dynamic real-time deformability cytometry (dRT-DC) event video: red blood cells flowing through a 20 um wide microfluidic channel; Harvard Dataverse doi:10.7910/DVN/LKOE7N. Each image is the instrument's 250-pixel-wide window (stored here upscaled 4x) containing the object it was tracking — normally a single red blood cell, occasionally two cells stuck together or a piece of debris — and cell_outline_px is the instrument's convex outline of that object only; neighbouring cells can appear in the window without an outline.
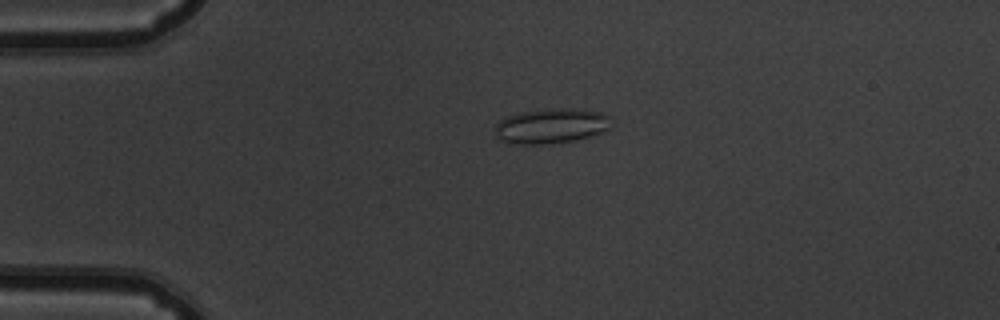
{"species": "common noctule bat (a hibernating species)", "species_latin": "Nyctalus noctula", "temperature_condition": "warm", "stored_images_in_passage": 54, "camera_frame_rate_fps": 3000, "um_per_image_px": 0.085, "animal": {"sex": "male", "body_mass_g": 19.5, "forearm_length_mm": 54.6}, "frame": {"image": 1, "passage_image": 13, "time_ms": 4.0, "image_size_px": [1000, 320], "cell_outline_px": [[612, 116], [608, 128], [600, 132], [576, 140], [544, 144], [516, 144], [500, 140], [496, 136], [496, 124], [500, 120], [508, 116], [524, 112], [560, 108], [564, 108], [600, 112]], "centroid_in_image_um": [46.84, 10.71], "position_along_channel_um": 38.2, "area_um2": 23.24}}
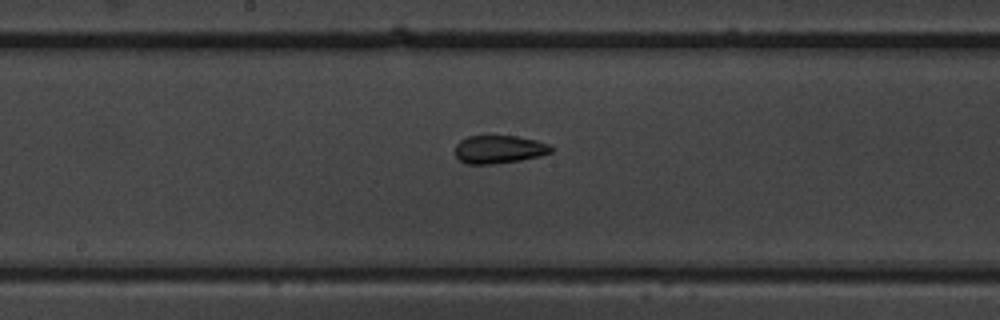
{"frame": {"image": 2, "passage_image": 29, "time_ms": 9.333, "image_size_px": [1000, 320], "cell_outline_px": [[556, 148], [552, 152], [540, 156], [520, 160], [492, 164], [468, 164], [460, 160], [452, 152], [456, 144], [460, 140], [468, 136], [516, 136], [536, 140], [548, 144]], "centroid_in_image_um": [42.41, 12.69], "position_along_channel_um": 205.8, "area_um2": 15.9}}
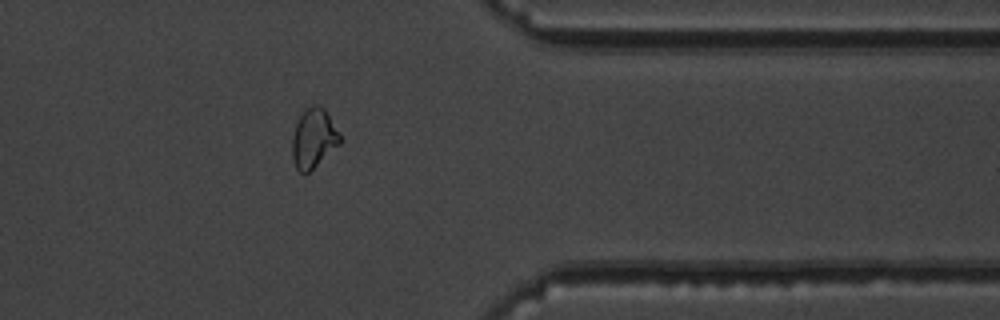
{"frame": {"image": 3, "passage_image": 44, "time_ms": 14.333, "image_size_px": [1000, 320], "cell_outline_px": [[340, 144], [304, 176], [296, 168], [292, 156], [292, 136], [296, 124], [300, 116], [312, 104], [316, 104], [324, 108], [340, 132]], "centroid_in_image_um": [26.66, 11.77], "position_along_channel_um": 384.7, "area_um2": 16.47}, "authors_computed_cell_mechanics": {"area_um2": 17.3111, "velocity_mm_per_s": 3.8067, "shape_relaxation_time_tau1_ms": null, "shape_relaxation_time_tau2_ms": 1.1438, "deformation_change_tau1": null, "deformation_change_tau2": 0.0744}}